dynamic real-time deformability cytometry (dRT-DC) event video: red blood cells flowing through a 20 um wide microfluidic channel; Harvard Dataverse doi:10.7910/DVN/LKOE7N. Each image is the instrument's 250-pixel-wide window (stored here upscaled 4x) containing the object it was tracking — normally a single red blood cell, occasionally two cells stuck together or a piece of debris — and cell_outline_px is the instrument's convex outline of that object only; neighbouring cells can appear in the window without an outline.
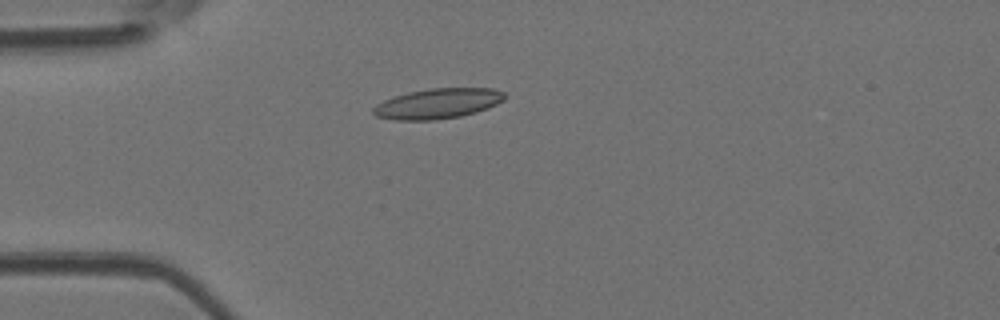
{"species": "Egyptian fruit bat (a non-hibernating species)", "species_latin": "Rousettus aegyptiacus", "temperature_condition": "room temperature", "stored_images_in_passage": 3, "camera_frame_rate_fps": 3000, "um_per_image_px": 0.085, "animal": {"sex": "female"}, "frame": {"image": 1, "passage_image": 2, "time_ms": 0.333, "image_size_px": [1000, 320], "cell_outline_px": [[504, 100], [488, 108], [476, 112], [460, 116], [432, 120], [396, 120], [376, 116], [372, 112], [372, 108], [376, 104], [384, 100], [408, 92], [428, 88], [492, 88], [504, 92]], "centroid_in_image_um": [37.2, 8.8], "position_along_channel_um": 47.8, "area_um2": 23.06}}